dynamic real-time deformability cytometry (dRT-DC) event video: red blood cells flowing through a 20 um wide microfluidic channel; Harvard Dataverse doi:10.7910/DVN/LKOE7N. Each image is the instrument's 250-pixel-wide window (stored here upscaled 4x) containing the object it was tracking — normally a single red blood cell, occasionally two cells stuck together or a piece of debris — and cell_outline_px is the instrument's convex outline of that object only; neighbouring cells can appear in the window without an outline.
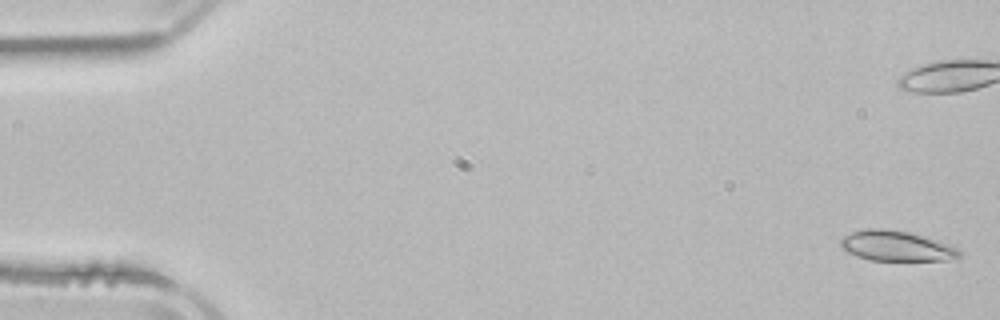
{"species": "common noctule bat (a hibernating species)", "species_latin": "Nyctalus noctula", "temperature_condition": "room temperature", "stored_images_in_passage": 9, "segment_of_instrument_passage": [1, 2], "camera_frame_rate_fps": 3000, "um_per_image_px": 0.085, "animal": {"sex": "male", "body_mass_g": 21.5, "forearm_length_mm": 52.0}, "frame": {"image": 1, "passage_image": 1, "time_ms": 0.0, "image_size_px": [1000, 320], "cell_outline_px": [[960, 256], [944, 260], [868, 260], [856, 256], [840, 248], [840, 240], [844, 236], [852, 232], [864, 228], [884, 228], [908, 232], [936, 240], [948, 244], [956, 248], [960, 252]], "centroid_in_image_um": [76.11, 20.9], "position_along_channel_um": 8.9, "area_um2": 20.75}}
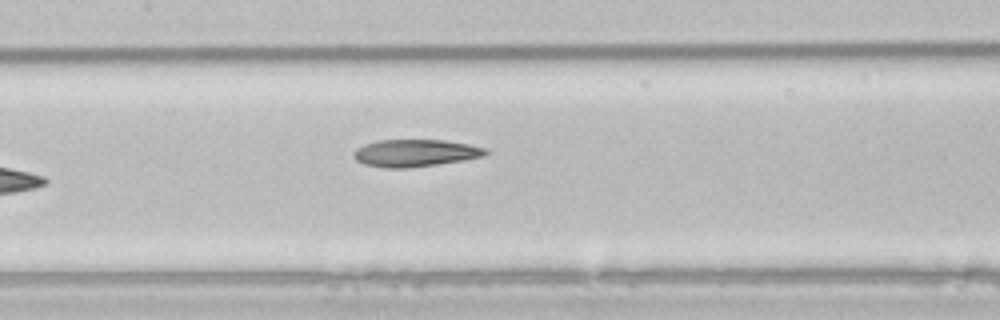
{"frame": {"image": 2, "passage_image": 8, "time_ms": 8.667, "image_size_px": [1000, 320], "cell_outline_px": [[488, 152], [484, 156], [464, 160], [436, 164], [404, 168], [388, 168], [364, 164], [356, 160], [352, 156], [352, 152], [356, 148], [364, 144], [376, 140], [444, 140], [468, 144], [484, 148]], "centroid_in_image_um": [35.24, 13.0], "position_along_channel_um": 172.2, "area_um2": 20.87}}